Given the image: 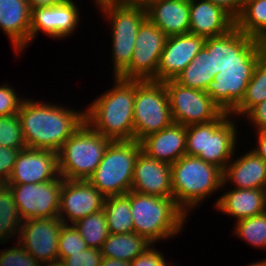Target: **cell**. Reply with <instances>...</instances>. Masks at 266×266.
<instances>
[{"instance_id": "obj_1", "label": "cell", "mask_w": 266, "mask_h": 266, "mask_svg": "<svg viewBox=\"0 0 266 266\" xmlns=\"http://www.w3.org/2000/svg\"><path fill=\"white\" fill-rule=\"evenodd\" d=\"M18 117L26 147L58 153L63 143L85 122V110L26 98Z\"/></svg>"}, {"instance_id": "obj_2", "label": "cell", "mask_w": 266, "mask_h": 266, "mask_svg": "<svg viewBox=\"0 0 266 266\" xmlns=\"http://www.w3.org/2000/svg\"><path fill=\"white\" fill-rule=\"evenodd\" d=\"M112 89L85 109V122L112 141L134 139L135 80L114 77Z\"/></svg>"}, {"instance_id": "obj_3", "label": "cell", "mask_w": 266, "mask_h": 266, "mask_svg": "<svg viewBox=\"0 0 266 266\" xmlns=\"http://www.w3.org/2000/svg\"><path fill=\"white\" fill-rule=\"evenodd\" d=\"M130 206L134 232L153 245L168 240L182 231L188 215L173 198L130 191Z\"/></svg>"}, {"instance_id": "obj_4", "label": "cell", "mask_w": 266, "mask_h": 266, "mask_svg": "<svg viewBox=\"0 0 266 266\" xmlns=\"http://www.w3.org/2000/svg\"><path fill=\"white\" fill-rule=\"evenodd\" d=\"M104 20H110L112 28L113 77H119L130 65L139 26L147 18L146 7L141 0H96Z\"/></svg>"}, {"instance_id": "obj_5", "label": "cell", "mask_w": 266, "mask_h": 266, "mask_svg": "<svg viewBox=\"0 0 266 266\" xmlns=\"http://www.w3.org/2000/svg\"><path fill=\"white\" fill-rule=\"evenodd\" d=\"M222 176L223 171L217 166L198 157L184 155L171 164L173 199L188 215L212 193L222 189Z\"/></svg>"}, {"instance_id": "obj_6", "label": "cell", "mask_w": 266, "mask_h": 266, "mask_svg": "<svg viewBox=\"0 0 266 266\" xmlns=\"http://www.w3.org/2000/svg\"><path fill=\"white\" fill-rule=\"evenodd\" d=\"M236 125L234 117L223 112L214 121L186 126V155L198 157L223 171L237 149Z\"/></svg>"}, {"instance_id": "obj_7", "label": "cell", "mask_w": 266, "mask_h": 266, "mask_svg": "<svg viewBox=\"0 0 266 266\" xmlns=\"http://www.w3.org/2000/svg\"><path fill=\"white\" fill-rule=\"evenodd\" d=\"M111 141L84 122L58 152L60 176L68 180H88Z\"/></svg>"}, {"instance_id": "obj_8", "label": "cell", "mask_w": 266, "mask_h": 266, "mask_svg": "<svg viewBox=\"0 0 266 266\" xmlns=\"http://www.w3.org/2000/svg\"><path fill=\"white\" fill-rule=\"evenodd\" d=\"M141 150V143L135 139L111 141L88 181L105 197L127 194Z\"/></svg>"}, {"instance_id": "obj_9", "label": "cell", "mask_w": 266, "mask_h": 266, "mask_svg": "<svg viewBox=\"0 0 266 266\" xmlns=\"http://www.w3.org/2000/svg\"><path fill=\"white\" fill-rule=\"evenodd\" d=\"M134 139L159 132L173 123L169 99L163 82L135 80Z\"/></svg>"}, {"instance_id": "obj_10", "label": "cell", "mask_w": 266, "mask_h": 266, "mask_svg": "<svg viewBox=\"0 0 266 266\" xmlns=\"http://www.w3.org/2000/svg\"><path fill=\"white\" fill-rule=\"evenodd\" d=\"M169 99L173 122L185 126L204 124L217 119L223 112L202 90L163 81Z\"/></svg>"}, {"instance_id": "obj_11", "label": "cell", "mask_w": 266, "mask_h": 266, "mask_svg": "<svg viewBox=\"0 0 266 266\" xmlns=\"http://www.w3.org/2000/svg\"><path fill=\"white\" fill-rule=\"evenodd\" d=\"M204 48L212 54L215 75L229 64H257L264 56L262 40L248 36L236 27L225 35L206 38Z\"/></svg>"}, {"instance_id": "obj_12", "label": "cell", "mask_w": 266, "mask_h": 266, "mask_svg": "<svg viewBox=\"0 0 266 266\" xmlns=\"http://www.w3.org/2000/svg\"><path fill=\"white\" fill-rule=\"evenodd\" d=\"M62 176L38 184H7L10 186L22 221L58 217Z\"/></svg>"}, {"instance_id": "obj_13", "label": "cell", "mask_w": 266, "mask_h": 266, "mask_svg": "<svg viewBox=\"0 0 266 266\" xmlns=\"http://www.w3.org/2000/svg\"><path fill=\"white\" fill-rule=\"evenodd\" d=\"M167 37L161 29L146 18L139 26L130 65L119 78L156 81L157 67Z\"/></svg>"}, {"instance_id": "obj_14", "label": "cell", "mask_w": 266, "mask_h": 266, "mask_svg": "<svg viewBox=\"0 0 266 266\" xmlns=\"http://www.w3.org/2000/svg\"><path fill=\"white\" fill-rule=\"evenodd\" d=\"M63 224L59 217L22 221L16 241L40 264L57 262L59 234Z\"/></svg>"}, {"instance_id": "obj_15", "label": "cell", "mask_w": 266, "mask_h": 266, "mask_svg": "<svg viewBox=\"0 0 266 266\" xmlns=\"http://www.w3.org/2000/svg\"><path fill=\"white\" fill-rule=\"evenodd\" d=\"M105 199L88 180L64 179L58 217L64 224L73 225L84 217L103 210Z\"/></svg>"}, {"instance_id": "obj_16", "label": "cell", "mask_w": 266, "mask_h": 266, "mask_svg": "<svg viewBox=\"0 0 266 266\" xmlns=\"http://www.w3.org/2000/svg\"><path fill=\"white\" fill-rule=\"evenodd\" d=\"M256 64H229L215 75L205 92L222 110L231 114L241 103Z\"/></svg>"}, {"instance_id": "obj_17", "label": "cell", "mask_w": 266, "mask_h": 266, "mask_svg": "<svg viewBox=\"0 0 266 266\" xmlns=\"http://www.w3.org/2000/svg\"><path fill=\"white\" fill-rule=\"evenodd\" d=\"M79 9L75 1L68 0L62 4L31 9L30 43L39 32L53 39H65L77 29Z\"/></svg>"}, {"instance_id": "obj_18", "label": "cell", "mask_w": 266, "mask_h": 266, "mask_svg": "<svg viewBox=\"0 0 266 266\" xmlns=\"http://www.w3.org/2000/svg\"><path fill=\"white\" fill-rule=\"evenodd\" d=\"M58 153L52 150L21 149L6 184H38L59 177Z\"/></svg>"}, {"instance_id": "obj_19", "label": "cell", "mask_w": 266, "mask_h": 266, "mask_svg": "<svg viewBox=\"0 0 266 266\" xmlns=\"http://www.w3.org/2000/svg\"><path fill=\"white\" fill-rule=\"evenodd\" d=\"M206 38L186 33L167 37L156 72V81L173 80L203 49Z\"/></svg>"}, {"instance_id": "obj_20", "label": "cell", "mask_w": 266, "mask_h": 266, "mask_svg": "<svg viewBox=\"0 0 266 266\" xmlns=\"http://www.w3.org/2000/svg\"><path fill=\"white\" fill-rule=\"evenodd\" d=\"M131 190L173 198L171 164L149 157L141 150L134 165Z\"/></svg>"}, {"instance_id": "obj_21", "label": "cell", "mask_w": 266, "mask_h": 266, "mask_svg": "<svg viewBox=\"0 0 266 266\" xmlns=\"http://www.w3.org/2000/svg\"><path fill=\"white\" fill-rule=\"evenodd\" d=\"M147 18L168 37L189 33V0H141Z\"/></svg>"}, {"instance_id": "obj_22", "label": "cell", "mask_w": 266, "mask_h": 266, "mask_svg": "<svg viewBox=\"0 0 266 266\" xmlns=\"http://www.w3.org/2000/svg\"><path fill=\"white\" fill-rule=\"evenodd\" d=\"M30 22L28 0H0V29L9 38L17 57L30 44Z\"/></svg>"}, {"instance_id": "obj_23", "label": "cell", "mask_w": 266, "mask_h": 266, "mask_svg": "<svg viewBox=\"0 0 266 266\" xmlns=\"http://www.w3.org/2000/svg\"><path fill=\"white\" fill-rule=\"evenodd\" d=\"M189 33L204 38L227 34L235 27V20L221 7L206 0H189Z\"/></svg>"}, {"instance_id": "obj_24", "label": "cell", "mask_w": 266, "mask_h": 266, "mask_svg": "<svg viewBox=\"0 0 266 266\" xmlns=\"http://www.w3.org/2000/svg\"><path fill=\"white\" fill-rule=\"evenodd\" d=\"M140 143L149 157L173 164L186 155V126L173 122L163 130L147 135Z\"/></svg>"}, {"instance_id": "obj_25", "label": "cell", "mask_w": 266, "mask_h": 266, "mask_svg": "<svg viewBox=\"0 0 266 266\" xmlns=\"http://www.w3.org/2000/svg\"><path fill=\"white\" fill-rule=\"evenodd\" d=\"M222 177L221 188L231 183L235 189H265L266 162L250 150L235 160L232 157L223 170Z\"/></svg>"}, {"instance_id": "obj_26", "label": "cell", "mask_w": 266, "mask_h": 266, "mask_svg": "<svg viewBox=\"0 0 266 266\" xmlns=\"http://www.w3.org/2000/svg\"><path fill=\"white\" fill-rule=\"evenodd\" d=\"M217 211L231 215L236 222L266 211L264 189H230L214 203Z\"/></svg>"}, {"instance_id": "obj_27", "label": "cell", "mask_w": 266, "mask_h": 266, "mask_svg": "<svg viewBox=\"0 0 266 266\" xmlns=\"http://www.w3.org/2000/svg\"><path fill=\"white\" fill-rule=\"evenodd\" d=\"M153 244L135 232L128 234H109L101 247L104 258L131 262Z\"/></svg>"}, {"instance_id": "obj_28", "label": "cell", "mask_w": 266, "mask_h": 266, "mask_svg": "<svg viewBox=\"0 0 266 266\" xmlns=\"http://www.w3.org/2000/svg\"><path fill=\"white\" fill-rule=\"evenodd\" d=\"M212 54L203 47L186 68L173 80L179 85L205 91L209 82L214 80Z\"/></svg>"}, {"instance_id": "obj_29", "label": "cell", "mask_w": 266, "mask_h": 266, "mask_svg": "<svg viewBox=\"0 0 266 266\" xmlns=\"http://www.w3.org/2000/svg\"><path fill=\"white\" fill-rule=\"evenodd\" d=\"M103 210L110 234H128L134 232L130 191L127 194L106 197Z\"/></svg>"}, {"instance_id": "obj_30", "label": "cell", "mask_w": 266, "mask_h": 266, "mask_svg": "<svg viewBox=\"0 0 266 266\" xmlns=\"http://www.w3.org/2000/svg\"><path fill=\"white\" fill-rule=\"evenodd\" d=\"M21 225L22 219L12 190L6 183H0V243L5 244L9 239L19 236Z\"/></svg>"}, {"instance_id": "obj_31", "label": "cell", "mask_w": 266, "mask_h": 266, "mask_svg": "<svg viewBox=\"0 0 266 266\" xmlns=\"http://www.w3.org/2000/svg\"><path fill=\"white\" fill-rule=\"evenodd\" d=\"M235 27L248 36L262 40L266 36V0L245 1Z\"/></svg>"}, {"instance_id": "obj_32", "label": "cell", "mask_w": 266, "mask_h": 266, "mask_svg": "<svg viewBox=\"0 0 266 266\" xmlns=\"http://www.w3.org/2000/svg\"><path fill=\"white\" fill-rule=\"evenodd\" d=\"M266 99V57L263 56L254 67L250 82L241 103L231 113L243 117L253 106Z\"/></svg>"}, {"instance_id": "obj_33", "label": "cell", "mask_w": 266, "mask_h": 266, "mask_svg": "<svg viewBox=\"0 0 266 266\" xmlns=\"http://www.w3.org/2000/svg\"><path fill=\"white\" fill-rule=\"evenodd\" d=\"M73 225L89 248L101 249L110 234L104 210L88 215Z\"/></svg>"}, {"instance_id": "obj_34", "label": "cell", "mask_w": 266, "mask_h": 266, "mask_svg": "<svg viewBox=\"0 0 266 266\" xmlns=\"http://www.w3.org/2000/svg\"><path fill=\"white\" fill-rule=\"evenodd\" d=\"M235 225L234 233L236 237L238 236L241 240H245V243L256 249L264 248L266 251V211L253 217L239 220Z\"/></svg>"}, {"instance_id": "obj_35", "label": "cell", "mask_w": 266, "mask_h": 266, "mask_svg": "<svg viewBox=\"0 0 266 266\" xmlns=\"http://www.w3.org/2000/svg\"><path fill=\"white\" fill-rule=\"evenodd\" d=\"M0 145L9 148H26L18 114L0 116Z\"/></svg>"}, {"instance_id": "obj_36", "label": "cell", "mask_w": 266, "mask_h": 266, "mask_svg": "<svg viewBox=\"0 0 266 266\" xmlns=\"http://www.w3.org/2000/svg\"><path fill=\"white\" fill-rule=\"evenodd\" d=\"M87 248V244L74 225H62L58 242L59 261L72 254L82 252Z\"/></svg>"}, {"instance_id": "obj_37", "label": "cell", "mask_w": 266, "mask_h": 266, "mask_svg": "<svg viewBox=\"0 0 266 266\" xmlns=\"http://www.w3.org/2000/svg\"><path fill=\"white\" fill-rule=\"evenodd\" d=\"M41 264L18 243L0 251V266H40Z\"/></svg>"}, {"instance_id": "obj_38", "label": "cell", "mask_w": 266, "mask_h": 266, "mask_svg": "<svg viewBox=\"0 0 266 266\" xmlns=\"http://www.w3.org/2000/svg\"><path fill=\"white\" fill-rule=\"evenodd\" d=\"M25 98L18 96L15 89L8 84L0 85V116L18 114Z\"/></svg>"}, {"instance_id": "obj_39", "label": "cell", "mask_w": 266, "mask_h": 266, "mask_svg": "<svg viewBox=\"0 0 266 266\" xmlns=\"http://www.w3.org/2000/svg\"><path fill=\"white\" fill-rule=\"evenodd\" d=\"M103 255L100 249L87 248L82 252L63 258V266H100Z\"/></svg>"}, {"instance_id": "obj_40", "label": "cell", "mask_w": 266, "mask_h": 266, "mask_svg": "<svg viewBox=\"0 0 266 266\" xmlns=\"http://www.w3.org/2000/svg\"><path fill=\"white\" fill-rule=\"evenodd\" d=\"M21 149L24 148H9L0 145V183L8 182Z\"/></svg>"}, {"instance_id": "obj_41", "label": "cell", "mask_w": 266, "mask_h": 266, "mask_svg": "<svg viewBox=\"0 0 266 266\" xmlns=\"http://www.w3.org/2000/svg\"><path fill=\"white\" fill-rule=\"evenodd\" d=\"M152 245L130 262V266H169L164 255Z\"/></svg>"}, {"instance_id": "obj_42", "label": "cell", "mask_w": 266, "mask_h": 266, "mask_svg": "<svg viewBox=\"0 0 266 266\" xmlns=\"http://www.w3.org/2000/svg\"><path fill=\"white\" fill-rule=\"evenodd\" d=\"M255 131L266 130V99L253 106L245 115ZM256 126V127H255Z\"/></svg>"}, {"instance_id": "obj_43", "label": "cell", "mask_w": 266, "mask_h": 266, "mask_svg": "<svg viewBox=\"0 0 266 266\" xmlns=\"http://www.w3.org/2000/svg\"><path fill=\"white\" fill-rule=\"evenodd\" d=\"M221 7L227 12L234 20L240 15L244 1L243 0H206Z\"/></svg>"}, {"instance_id": "obj_44", "label": "cell", "mask_w": 266, "mask_h": 266, "mask_svg": "<svg viewBox=\"0 0 266 266\" xmlns=\"http://www.w3.org/2000/svg\"><path fill=\"white\" fill-rule=\"evenodd\" d=\"M255 132V134H257V145H255V148H252V151L266 162V130Z\"/></svg>"}, {"instance_id": "obj_45", "label": "cell", "mask_w": 266, "mask_h": 266, "mask_svg": "<svg viewBox=\"0 0 266 266\" xmlns=\"http://www.w3.org/2000/svg\"><path fill=\"white\" fill-rule=\"evenodd\" d=\"M68 0H28L30 9H36L41 7H51L62 4Z\"/></svg>"}, {"instance_id": "obj_46", "label": "cell", "mask_w": 266, "mask_h": 266, "mask_svg": "<svg viewBox=\"0 0 266 266\" xmlns=\"http://www.w3.org/2000/svg\"><path fill=\"white\" fill-rule=\"evenodd\" d=\"M100 266H130V262L117 260L115 258H104L103 257Z\"/></svg>"}, {"instance_id": "obj_47", "label": "cell", "mask_w": 266, "mask_h": 266, "mask_svg": "<svg viewBox=\"0 0 266 266\" xmlns=\"http://www.w3.org/2000/svg\"><path fill=\"white\" fill-rule=\"evenodd\" d=\"M247 266H266V259L251 263L250 265L248 264Z\"/></svg>"}, {"instance_id": "obj_48", "label": "cell", "mask_w": 266, "mask_h": 266, "mask_svg": "<svg viewBox=\"0 0 266 266\" xmlns=\"http://www.w3.org/2000/svg\"><path fill=\"white\" fill-rule=\"evenodd\" d=\"M40 266H63V264L60 261H57L52 263H45V265L41 264Z\"/></svg>"}, {"instance_id": "obj_49", "label": "cell", "mask_w": 266, "mask_h": 266, "mask_svg": "<svg viewBox=\"0 0 266 266\" xmlns=\"http://www.w3.org/2000/svg\"><path fill=\"white\" fill-rule=\"evenodd\" d=\"M262 47L264 50V56L266 57V36L262 39Z\"/></svg>"}]
</instances>
